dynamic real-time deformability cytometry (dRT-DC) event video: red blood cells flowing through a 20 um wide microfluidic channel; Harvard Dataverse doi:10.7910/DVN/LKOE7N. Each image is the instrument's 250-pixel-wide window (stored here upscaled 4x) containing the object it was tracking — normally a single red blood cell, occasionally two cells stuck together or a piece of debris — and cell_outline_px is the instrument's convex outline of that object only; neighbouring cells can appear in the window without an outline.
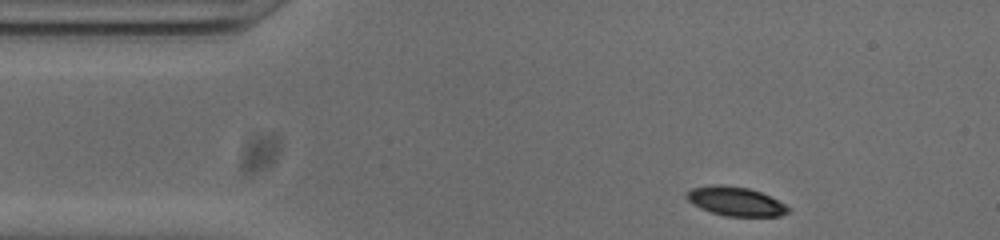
{"species": "common noctule bat (a hibernating species)", "species_latin": "Nyctalus noctula", "temperature_condition": "cold", "stored_images_in_passage": 47, "camera_frame_rate_fps": 3000, "um_per_image_px": 0.085, "animal": {"sex": "male", "body_mass_g": 20.0, "forearm_length_mm": 53.3}, "frame": {"image": 1, "passage_image": 1, "time_ms": 0.0, "image_size_px": [1000, 240], "cell_outline_px": [[792, 208], [788, 212], [780, 216], [724, 216], [700, 208], [692, 204], [684, 196], [692, 188], [716, 184], [748, 188], [760, 192]], "centroid_in_image_um": [62.51, 17.12], "position_along_channel_um": 22.5, "area_um2": 16.99}}
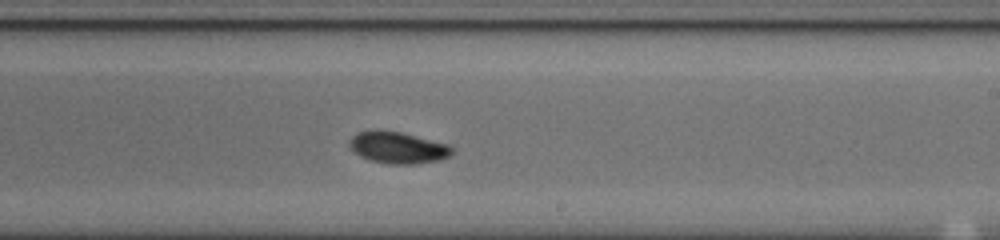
{"frame": {"image": 2, "passage_image": 24, "time_ms": 7.667, "image_size_px": [1000, 240], "cell_outline_px": [[456, 152], [440, 160], [416, 164], [388, 164], [372, 160], [360, 156], [348, 144], [348, 140], [356, 132], [368, 128], [376, 128], [400, 132], [448, 144]], "centroid_in_image_um": [33.79, 12.52], "position_along_channel_um": 255.2, "area_um2": 19.25}}
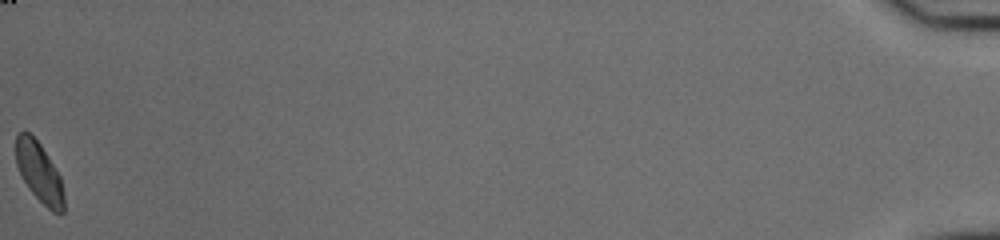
{"frame": {"image": 3, "passage_image": 47, "time_ms": 15.333, "image_size_px": [1000, 240], "cell_outline_px": [[64, 212], [52, 212], [28, 188], [16, 164], [16, 136], [24, 128], [40, 144], [48, 156], [60, 176], [64, 192]], "centroid_in_image_um": [3.33, 14.63], "position_along_channel_um": 431.9, "area_um2": 16.59}, "authors_computed_cell_mechanics": {"area_um2": 18.3226, "velocity_mm_per_s": 3.7975, "shape_relaxation_time_tau1_ms": 3.9845, "shape_relaxation_time_tau2_ms": 9.1691, "deformation_change_tau1": 0.1451, "deformation_change_tau2": 0.114}}